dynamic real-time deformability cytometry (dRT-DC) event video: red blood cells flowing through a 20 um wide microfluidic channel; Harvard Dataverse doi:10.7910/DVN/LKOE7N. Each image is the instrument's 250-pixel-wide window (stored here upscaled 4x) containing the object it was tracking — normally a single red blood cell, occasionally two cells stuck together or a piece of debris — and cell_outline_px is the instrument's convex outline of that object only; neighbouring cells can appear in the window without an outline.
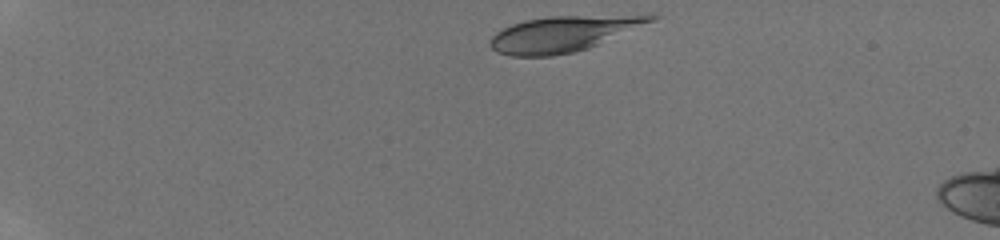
{"species": "human", "species_latin": "Homo sapiens", "temperature_condition": "room temperature", "stored_images_in_passage": 40, "camera_frame_rate_fps": 3000, "um_per_image_px": 0.085, "donor": {"sex": "male"}, "frame": {"image": 1, "passage_image": 1, "time_ms": 0.0, "image_size_px": [1000, 240], "cell_outline_px": [[660, 16], [656, 20], [588, 48], [572, 52], [552, 56], [512, 56], [496, 52], [488, 44], [492, 36], [496, 32], [512, 24], [524, 20], [548, 16], [652, 12]], "centroid_in_image_um": [48.0, 2.81], "position_along_channel_um": 37.0, "area_um2": 34.28}}
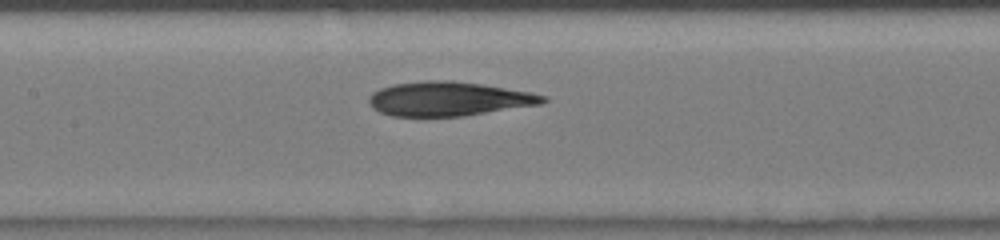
{"frame": {"image": 2, "passage_image": 17, "time_ms": 5.333, "image_size_px": [1000, 240], "cell_outline_px": [[548, 100], [540, 104], [464, 116], [392, 116], [380, 112], [372, 108], [368, 100], [368, 96], [372, 92], [380, 88], [392, 84], [424, 80], [452, 80], [484, 84], [532, 92], [548, 96]], "centroid_in_image_um": [38.13, 8.39], "position_along_channel_um": 169.3, "area_um2": 35.03}}
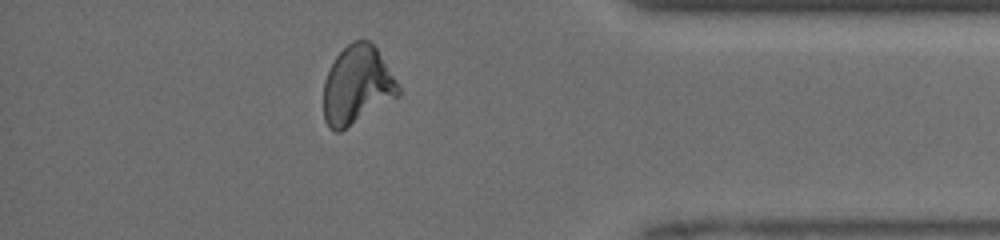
{"frame": {"image": 3, "passage_image": 35, "time_ms": 11.333, "image_size_px": [1000, 240], "cell_outline_px": [[400, 96], [340, 132], [336, 132], [328, 128], [324, 120], [324, 80], [336, 56], [352, 40], [368, 40], [376, 48], [396, 80], [400, 88]], "centroid_in_image_um": [30.35, 7.27], "position_along_channel_um": 404.9, "area_um2": 34.04}, "authors_computed_cell_mechanics": {"area_um2": 34.5066, "velocity_mm_per_s": 4.2299, "shape_relaxation_time_tau1_ms": 9.7854, "shape_relaxation_time_tau2_ms": 6.5232, "deformation_change_tau1": 0.2678, "deformation_change_tau2": 0.1295}}